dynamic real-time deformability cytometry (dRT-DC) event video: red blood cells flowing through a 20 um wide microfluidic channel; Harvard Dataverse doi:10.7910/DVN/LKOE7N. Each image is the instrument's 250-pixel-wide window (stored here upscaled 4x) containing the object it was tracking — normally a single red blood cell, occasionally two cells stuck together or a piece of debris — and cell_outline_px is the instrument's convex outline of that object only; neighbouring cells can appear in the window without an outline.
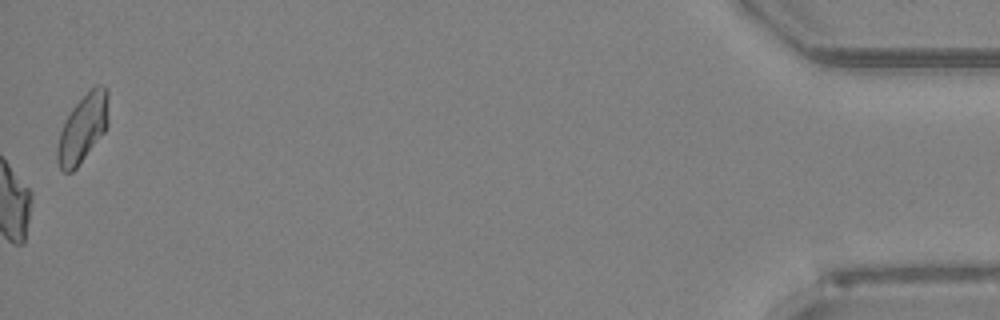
{"species": "Egyptian fruit bat (a non-hibernating species)", "species_latin": "Rousettus aegyptiacus", "temperature_condition": "room temperature", "stored_images_in_passage": 40, "camera_frame_rate_fps": 3000, "um_per_image_px": 0.085, "animal": {"sex": "female"}, "frame": {"image": 1, "passage_image": 40, "time_ms": 13.0, "image_size_px": [1000, 320], "cell_outline_px": [[108, 124], [104, 132], [76, 168], [72, 172], [64, 172], [60, 168], [56, 156], [56, 148], [60, 132], [64, 120], [72, 108], [96, 84], [104, 84], [108, 88]], "centroid_in_image_um": [7.04, 10.88], "position_along_channel_um": 428.2, "area_um2": 20.23}, "authors_computed_cell_mechanics": {"area_um2": 22.9755, "velocity_mm_per_s": 4.0872, "shape_relaxation_time_tau1_ms": 6.7755, "shape_relaxation_time_tau2_ms": 7.7275, "deformation_change_tau1": 0.17, "deformation_change_tau2": 0.1649}}